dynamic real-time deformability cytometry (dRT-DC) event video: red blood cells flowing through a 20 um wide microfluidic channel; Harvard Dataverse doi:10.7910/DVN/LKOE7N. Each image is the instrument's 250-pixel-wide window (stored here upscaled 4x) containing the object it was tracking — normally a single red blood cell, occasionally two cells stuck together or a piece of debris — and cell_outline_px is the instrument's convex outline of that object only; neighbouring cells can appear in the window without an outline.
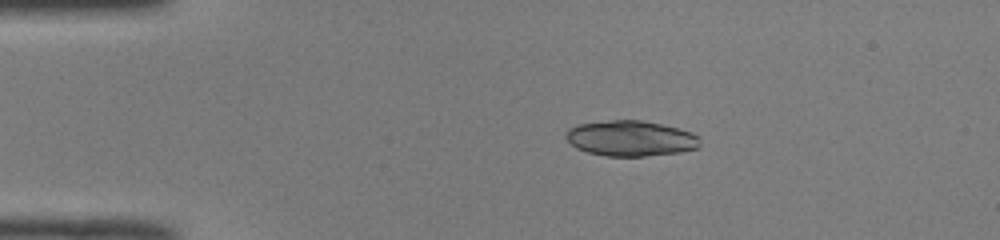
{"species": "common noctule bat (a hibernating species)", "species_latin": "Nyctalus noctula", "temperature_condition": "room temperature", "stored_images_in_passage": 41, "camera_frame_rate_fps": 3000, "um_per_image_px": 0.085, "animal": {"sex": "male", "body_mass_g": 19.0, "forearm_length_mm": 50.8}, "frame": {"image": 1, "passage_image": 1, "time_ms": 0.0, "image_size_px": [1000, 240], "cell_outline_px": [[700, 148], [680, 152], [644, 156], [604, 156], [588, 152], [576, 148], [564, 136], [564, 132], [568, 128], [576, 124], [612, 120], [640, 120], [660, 124], [692, 132], [700, 136]], "centroid_in_image_um": [53.6, 11.76], "position_along_channel_um": 31.4, "area_um2": 27.92}}